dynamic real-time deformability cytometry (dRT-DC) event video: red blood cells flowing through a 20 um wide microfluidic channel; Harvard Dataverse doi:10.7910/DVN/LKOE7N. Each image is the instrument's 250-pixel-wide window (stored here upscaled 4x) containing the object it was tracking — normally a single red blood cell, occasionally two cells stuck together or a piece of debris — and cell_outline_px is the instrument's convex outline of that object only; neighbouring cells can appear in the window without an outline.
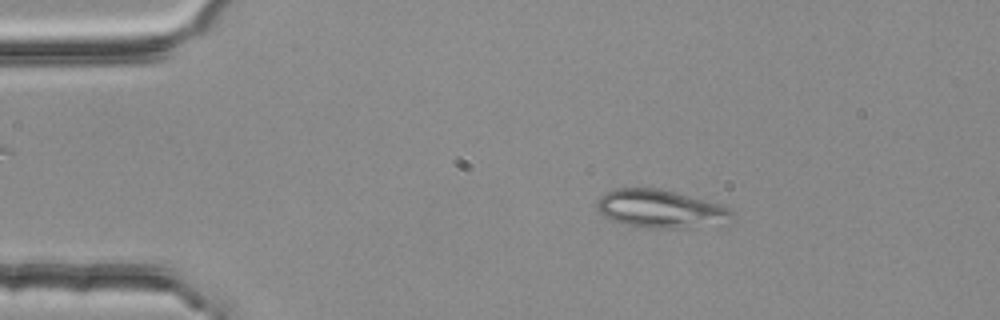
{"species": "common noctule bat (a hibernating species)", "species_latin": "Nyctalus noctula", "temperature_condition": "room temperature", "stored_images_in_passage": 2, "camera_frame_rate_fps": 3000, "um_per_image_px": 0.085, "animal": {"sex": "female", "body_mass_g": 25.1}, "frame": {"image": 1, "passage_image": 1, "time_ms": 0.0, "image_size_px": [1000, 320], "cell_outline_px": [[736, 216], [732, 220], [688, 228], [648, 228], [624, 224], [612, 220], [604, 216], [596, 208], [596, 200], [604, 192], [616, 188], [660, 188], [724, 204]], "centroid_in_image_um": [56.13, 17.74], "position_along_channel_um": 28.9, "area_um2": 30.29}}